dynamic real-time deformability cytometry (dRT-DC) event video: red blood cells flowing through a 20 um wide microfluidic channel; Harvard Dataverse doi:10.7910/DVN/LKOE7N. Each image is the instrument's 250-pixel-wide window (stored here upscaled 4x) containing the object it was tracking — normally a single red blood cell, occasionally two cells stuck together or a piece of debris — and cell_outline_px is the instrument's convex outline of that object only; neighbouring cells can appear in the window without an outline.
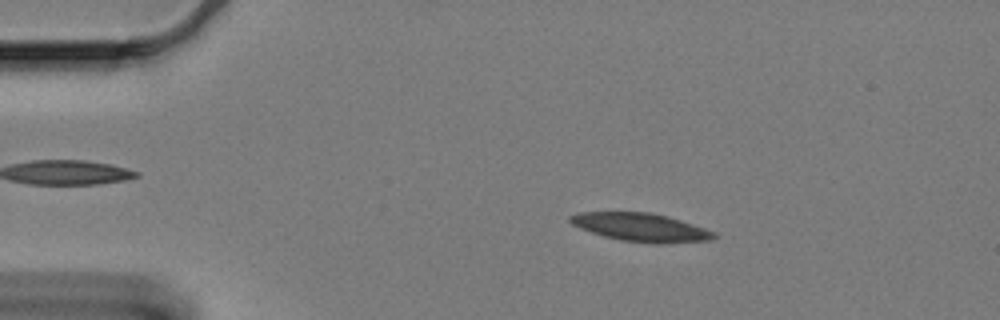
{"species": "Egyptian fruit bat (a non-hibernating species)", "species_latin": "Rousettus aegyptiacus", "temperature_condition": "cold", "stored_images_in_passage": 61, "camera_frame_rate_fps": 3000, "um_per_image_px": 0.085, "animal": {"sex": "female"}, "frame": {"image": 1, "passage_image": 11, "time_ms": 3.333, "image_size_px": [1000, 320], "cell_outline_px": [[716, 236], [712, 240], [668, 244], [652, 244], [620, 240], [604, 236], [580, 228], [572, 224], [568, 220], [568, 216], [580, 212], [648, 212], [668, 216], [716, 232]], "centroid_in_image_um": [54.49, 19.33], "position_along_channel_um": 30.5, "area_um2": 23.87}}
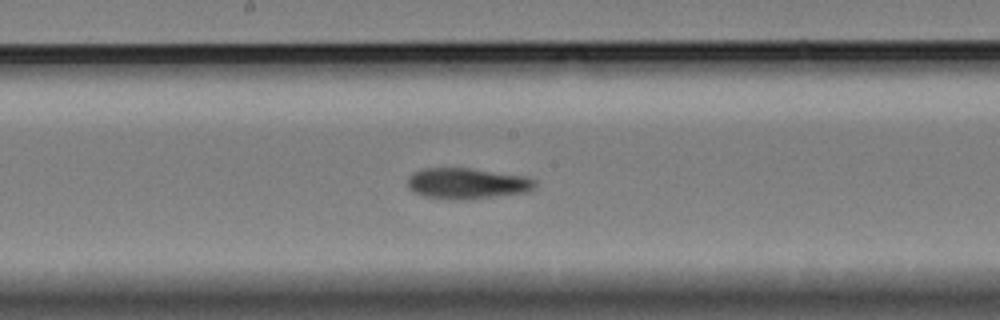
{"frame": {"image": 2, "passage_image": 32, "time_ms": 10.333, "image_size_px": [1000, 320], "cell_outline_px": [[536, 184], [532, 188], [524, 192], [472, 200], [452, 200], [424, 196], [412, 192], [408, 188], [408, 176], [412, 172], [424, 168], [472, 168], [528, 176], [536, 180]], "centroid_in_image_um": [39.67, 15.59], "position_along_channel_um": 208.5, "area_um2": 23.35}}
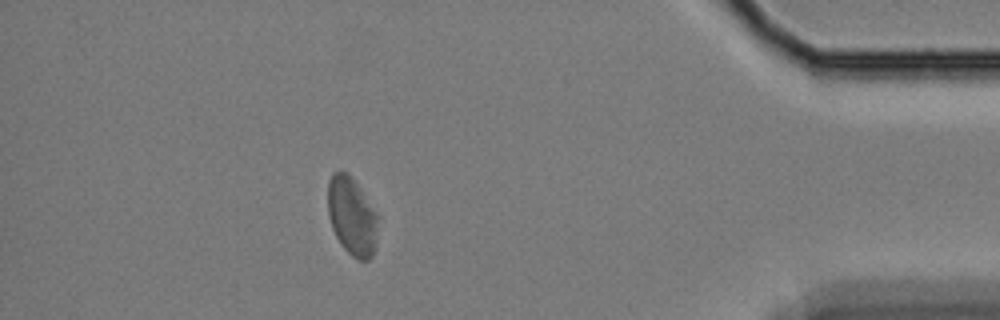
{"frame": {"image": 3, "passage_image": 54, "time_ms": 17.667, "image_size_px": [1000, 320], "cell_outline_px": [[376, 244], [372, 256], [368, 260], [360, 260], [352, 256], [340, 244], [332, 228], [328, 216], [328, 180], [332, 172], [340, 168], [348, 172], [352, 176], [376, 212]], "centroid_in_image_um": [29.87, 18.32], "position_along_channel_um": 405.3, "area_um2": 22.95}, "authors_computed_cell_mechanics": {"area_um2": 23.4668, "velocity_mm_per_s": 3.2766, "shape_relaxation_time_tau1_ms": null, "shape_relaxation_time_tau2_ms": 6.5223, "deformation_change_tau1": null, "deformation_change_tau2": 0.0944}}